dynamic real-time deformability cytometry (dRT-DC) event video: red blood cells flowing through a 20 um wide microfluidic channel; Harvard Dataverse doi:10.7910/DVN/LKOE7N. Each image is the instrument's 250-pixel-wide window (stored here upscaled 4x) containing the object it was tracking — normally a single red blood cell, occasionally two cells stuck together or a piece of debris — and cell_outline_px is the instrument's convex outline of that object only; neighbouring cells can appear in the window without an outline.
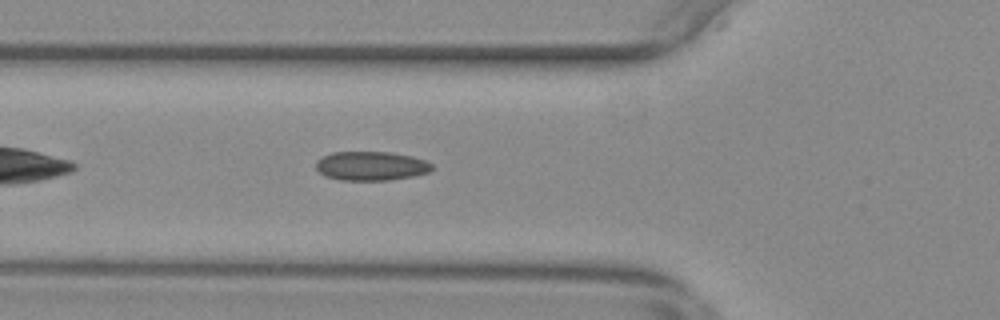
{"species": "common noctule bat (a hibernating species)", "species_latin": "Nyctalus noctula", "temperature_condition": "warm", "stored_images_in_passage": 36, "camera_frame_rate_fps": 3000, "um_per_image_px": 0.085, "animal": {"sex": "female", "body_mass_g": 29.2, "forearm_length_mm": 56.3}, "frame": {"image": 1, "passage_image": 6, "time_ms": 1.667, "image_size_px": [1000, 320], "cell_outline_px": [[432, 168], [428, 172], [416, 176], [388, 180], [340, 180], [324, 176], [316, 168], [316, 160], [332, 152], [388, 152], [412, 156], [424, 160], [432, 164]], "centroid_in_image_um": [31.53, 14.11], "position_along_channel_um": 94.3, "area_um2": 19.65}}
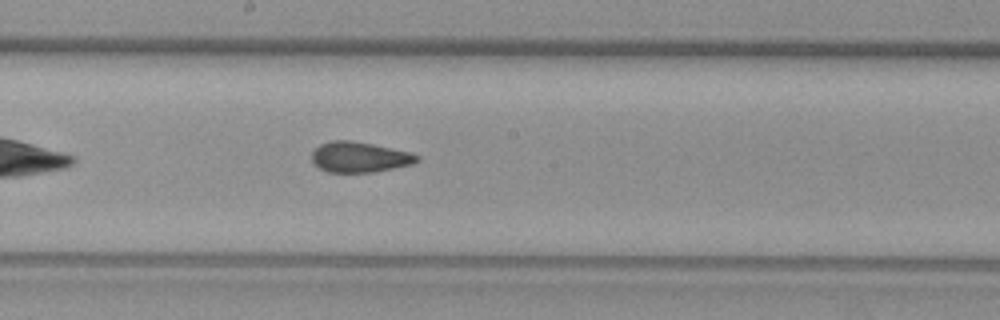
{"frame": {"image": 2, "passage_image": 16, "time_ms": 5.0, "image_size_px": [1000, 320], "cell_outline_px": [[420, 160], [412, 164], [372, 172], [328, 172], [320, 168], [312, 160], [312, 152], [320, 144], [332, 140], [348, 140], [372, 144], [408, 152], [420, 156]], "centroid_in_image_um": [30.55, 13.35], "position_along_channel_um": 217.7, "area_um2": 18.38}}
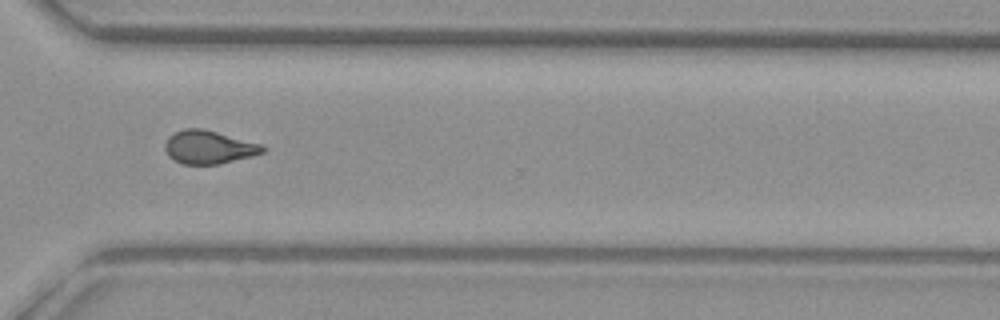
{"frame": {"image": 3, "passage_image": 27, "time_ms": 8.667, "image_size_px": [1000, 320], "cell_outline_px": [[268, 148], [264, 152], [252, 156], [220, 164], [180, 164], [172, 160], [168, 156], [164, 148], [164, 144], [168, 136], [184, 128], [200, 128], [216, 132], [260, 144]], "centroid_in_image_um": [17.71, 12.52], "position_along_channel_um": 352.9, "area_um2": 18.96}, "authors_computed_cell_mechanics": {"area_um2": 18.8717, "velocity_mm_per_s": 3.696, "shape_relaxation_time_tau1_ms": null, "shape_relaxation_time_tau2_ms": 1.6669, "deformation_change_tau1": null, "deformation_change_tau2": 0.0697}}